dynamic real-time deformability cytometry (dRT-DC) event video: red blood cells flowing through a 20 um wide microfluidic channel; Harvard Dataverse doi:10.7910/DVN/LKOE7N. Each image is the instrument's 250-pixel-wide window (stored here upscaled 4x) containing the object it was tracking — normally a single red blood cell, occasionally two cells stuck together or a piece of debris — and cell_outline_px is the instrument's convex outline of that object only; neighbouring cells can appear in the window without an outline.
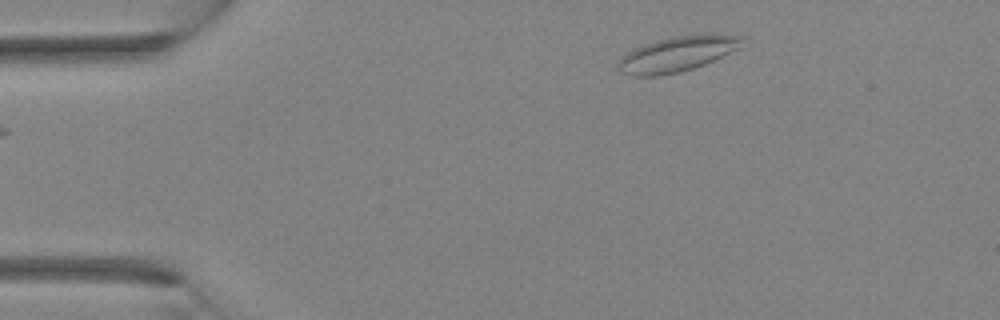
{"species": "Egyptian fruit bat (a non-hibernating species)", "species_latin": "Rousettus aegyptiacus", "temperature_condition": "room temperature", "stored_images_in_passage": 2, "camera_frame_rate_fps": 3000, "um_per_image_px": 0.085, "animal": {"sex": "female"}, "frame": {"image": 1, "passage_image": 2, "time_ms": 0.333, "image_size_px": [1000, 320], "cell_outline_px": [[744, 36], [740, 48], [704, 64], [680, 72], [660, 76], [632, 76], [620, 72], [616, 64], [632, 48], [656, 40], [676, 36]], "centroid_in_image_um": [57.47, 4.63], "position_along_channel_um": 27.5, "area_um2": 24.74}}